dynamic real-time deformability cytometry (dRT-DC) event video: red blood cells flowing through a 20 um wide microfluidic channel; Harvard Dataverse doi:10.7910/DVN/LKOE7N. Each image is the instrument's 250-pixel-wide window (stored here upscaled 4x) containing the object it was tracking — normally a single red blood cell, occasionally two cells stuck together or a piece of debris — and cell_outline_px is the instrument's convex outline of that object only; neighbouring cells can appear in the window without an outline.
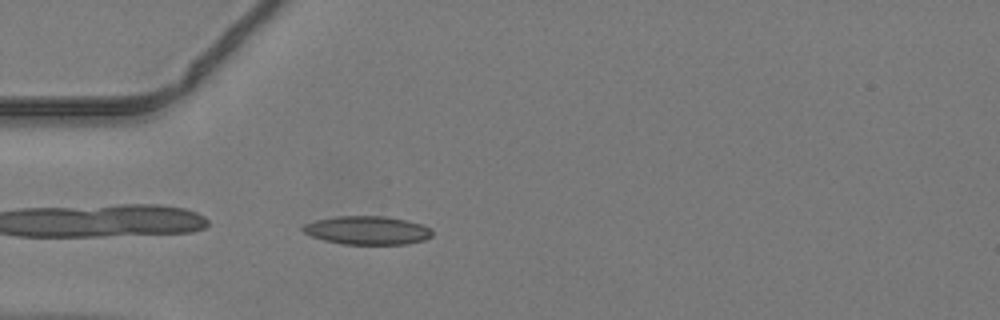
{"species": "common noctule bat (a hibernating species)", "species_latin": "Nyctalus noctula", "temperature_condition": "warm", "stored_images_in_passage": 36, "camera_frame_rate_fps": 3000, "um_per_image_px": 0.085, "animal": {"sex": "male", "body_mass_g": 19.2, "forearm_length_mm": 51.8}, "frame": {"image": 1, "passage_image": 2, "time_ms": 0.333, "image_size_px": [1000, 320], "cell_outline_px": [[432, 236], [424, 240], [404, 244], [344, 244], [324, 240], [312, 236], [304, 232], [300, 228], [304, 224], [316, 220], [336, 216], [384, 216], [408, 220], [432, 228]], "centroid_in_image_um": [31.23, 19.57], "position_along_channel_um": 53.8, "area_um2": 21.44}}
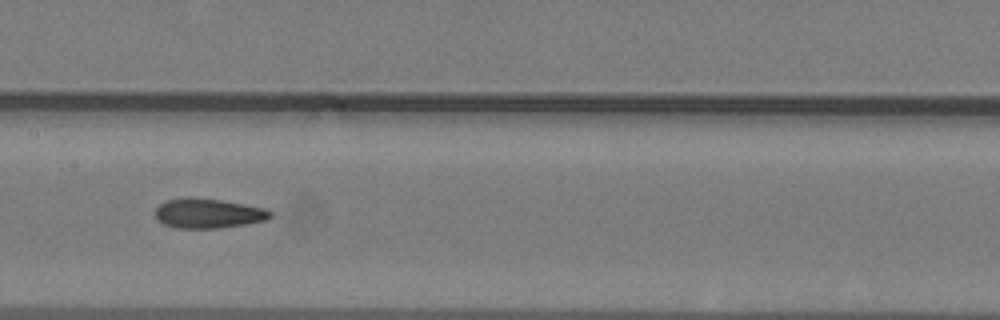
{"frame": {"image": 2, "passage_image": 12, "time_ms": 3.667, "image_size_px": [1000, 320], "cell_outline_px": [[272, 216], [264, 220], [244, 224], [220, 228], [176, 228], [164, 224], [156, 220], [156, 208], [164, 200], [188, 196], [192, 196], [220, 200], [264, 208], [272, 212]], "centroid_in_image_um": [17.63, 18.12], "position_along_channel_um": 189.8, "area_um2": 19.94}}
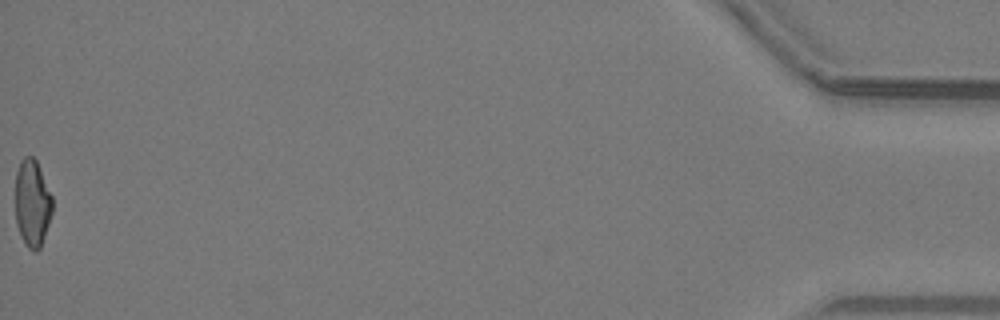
{"frame": {"image": 3, "passage_image": 36, "time_ms": 11.667, "image_size_px": [1000, 320], "cell_outline_px": [[52, 212], [40, 248], [36, 252], [28, 248], [24, 244], [20, 236], [16, 224], [16, 172], [20, 160], [24, 156], [32, 156], [36, 160], [52, 196]], "centroid_in_image_um": [2.73, 17.28], "position_along_channel_um": 432.5, "area_um2": 18.79}}